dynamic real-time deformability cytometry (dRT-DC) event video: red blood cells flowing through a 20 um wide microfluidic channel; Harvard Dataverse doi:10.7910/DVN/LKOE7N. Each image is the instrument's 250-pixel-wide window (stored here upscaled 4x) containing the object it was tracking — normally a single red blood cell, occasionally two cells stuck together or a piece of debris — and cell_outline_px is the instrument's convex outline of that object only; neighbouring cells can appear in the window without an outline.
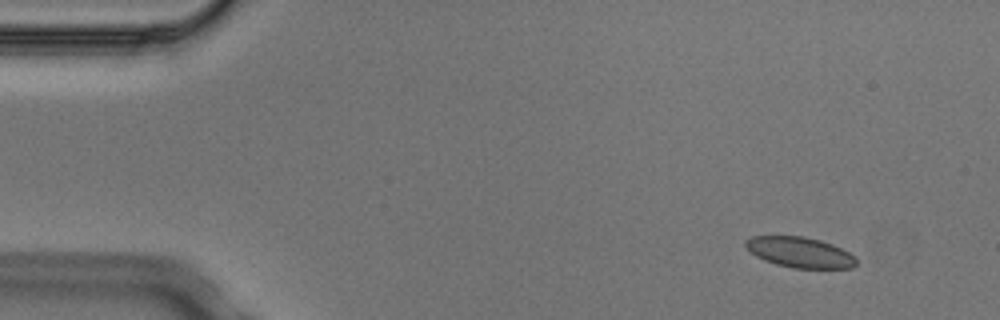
{"species": "Egyptian fruit bat (a non-hibernating species)", "species_latin": "Rousettus aegyptiacus", "temperature_condition": "cold", "stored_images_in_passage": 5, "camera_frame_rate_fps": 3000, "um_per_image_px": 0.085, "animal": {"sex": "male"}, "frame": {"image": 1, "passage_image": 2, "time_ms": 0.333, "image_size_px": [1000, 320], "cell_outline_px": [[856, 264], [852, 268], [792, 268], [776, 264], [764, 260], [756, 256], [744, 244], [744, 240], [752, 236], [804, 236], [820, 240], [832, 244], [856, 256]], "centroid_in_image_um": [67.99, 21.44], "position_along_channel_um": 17.0, "area_um2": 19.65}}